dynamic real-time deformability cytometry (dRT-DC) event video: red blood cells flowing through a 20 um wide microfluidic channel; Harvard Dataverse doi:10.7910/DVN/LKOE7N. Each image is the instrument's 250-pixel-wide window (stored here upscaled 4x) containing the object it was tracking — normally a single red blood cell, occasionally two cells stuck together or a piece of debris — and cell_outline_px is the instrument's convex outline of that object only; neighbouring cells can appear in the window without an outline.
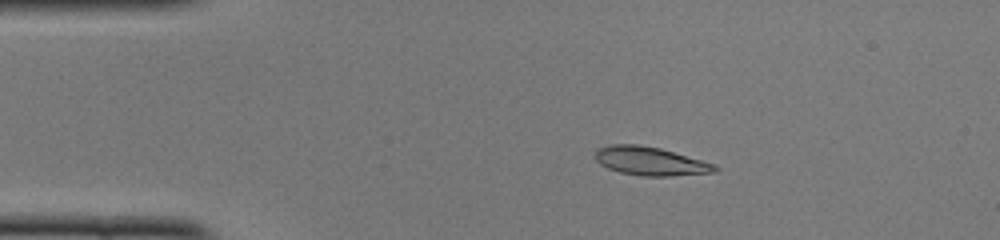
{"species": "common noctule bat (a hibernating species)", "species_latin": "Nyctalus noctula", "temperature_condition": "cold", "stored_images_in_passage": 43, "camera_frame_rate_fps": 3000, "um_per_image_px": 0.085, "animal": {"sex": "female", "body_mass_g": 22.0, "forearm_length_mm": 56.7}, "frame": {"image": 1, "passage_image": 2, "time_ms": 0.333, "image_size_px": [1000, 240], "cell_outline_px": [[720, 168], [716, 172], [668, 176], [644, 176], [620, 172], [608, 168], [600, 164], [596, 160], [596, 148], [608, 144], [640, 144], [660, 148], [716, 164]], "centroid_in_image_um": [55.28, 13.69], "position_along_channel_um": 29.7, "area_um2": 20.0}}
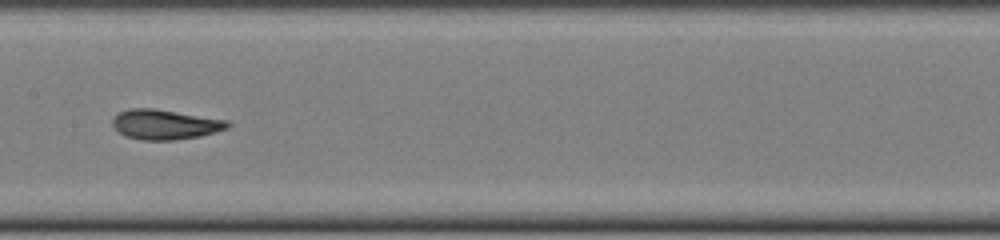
{"frame": {"image": 2, "passage_image": 18, "time_ms": 5.667, "image_size_px": [1000, 240], "cell_outline_px": [[232, 124], [228, 128], [216, 132], [200, 136], [172, 140], [140, 140], [124, 136], [112, 124], [112, 120], [120, 112], [128, 108], [152, 108], [228, 120]], "centroid_in_image_um": [14.05, 10.58], "position_along_channel_um": 193.4, "area_um2": 20.0}}
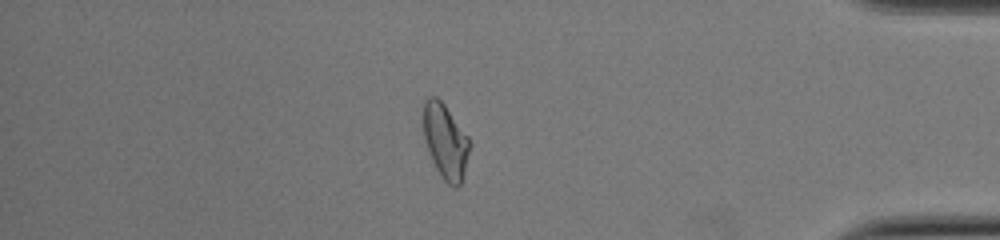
{"frame": {"image": 3, "passage_image": 36, "time_ms": 11.667, "image_size_px": [1000, 240], "cell_outline_px": [[472, 144], [464, 172], [460, 184], [456, 188], [448, 184], [440, 176], [432, 160], [424, 140], [424, 100], [428, 96], [436, 96], [444, 104], [468, 136]], "centroid_in_image_um": [37.87, 12.02], "position_along_channel_um": 397.3, "area_um2": 20.17}, "authors_computed_cell_mechanics": {"area_um2": 19.941, "velocity_mm_per_s": 3.9767, "shape_relaxation_time_tau1_ms": 3.57, "shape_relaxation_time_tau2_ms": 1.3619, "deformation_change_tau1": 0.1699, "deformation_change_tau2": 0.0701}}